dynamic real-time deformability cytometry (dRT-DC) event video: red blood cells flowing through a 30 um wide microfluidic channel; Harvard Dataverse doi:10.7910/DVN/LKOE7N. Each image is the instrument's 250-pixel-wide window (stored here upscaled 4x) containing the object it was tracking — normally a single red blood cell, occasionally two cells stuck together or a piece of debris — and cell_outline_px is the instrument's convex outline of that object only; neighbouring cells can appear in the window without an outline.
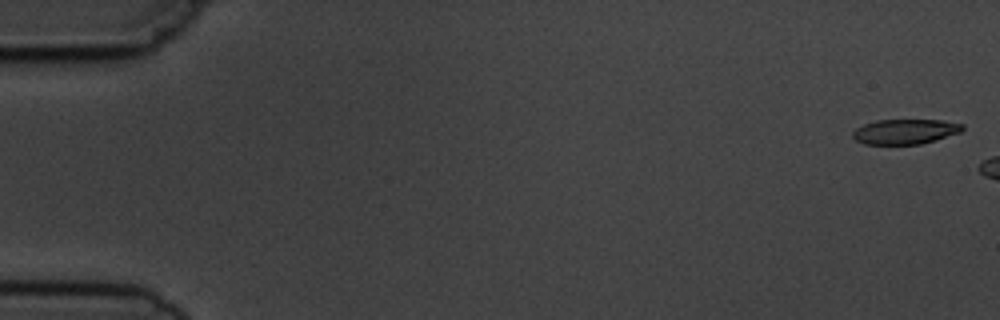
{"species": "common noctule bat (a hibernating species)", "species_latin": "Nyctalus noctula", "temperature_condition": "cold", "stored_images_in_passage": 7, "camera_frame_rate_fps": 3000, "um_per_image_px": 0.085, "animal": {"sex": "male", "body_mass_g": 19.5, "forearm_length_mm": 54.6}, "frame": {"image": 1, "passage_image": 1, "time_ms": 0.0, "image_size_px": [1000, 320], "cell_outline_px": [[964, 128], [960, 132], [936, 140], [920, 144], [864, 144], [856, 140], [852, 136], [852, 132], [856, 128], [864, 124], [876, 120], [944, 120], [964, 124]], "centroid_in_image_um": [76.94, 11.18], "position_along_channel_um": 8.1, "area_um2": 16.01}}
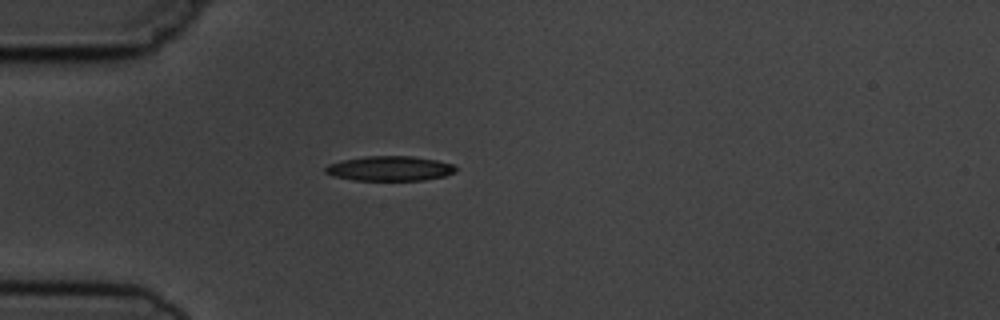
{"frame": {"image": 2, "passage_image": 6, "time_ms": 6.667, "image_size_px": [1000, 320], "cell_outline_px": [[456, 172], [444, 176], [424, 180], [356, 180], [336, 176], [324, 172], [324, 168], [328, 164], [340, 160], [364, 156], [412, 156], [436, 160], [452, 164], [456, 168]], "centroid_in_image_um": [33.12, 14.31], "position_along_channel_um": 51.9, "area_um2": 18.79}}